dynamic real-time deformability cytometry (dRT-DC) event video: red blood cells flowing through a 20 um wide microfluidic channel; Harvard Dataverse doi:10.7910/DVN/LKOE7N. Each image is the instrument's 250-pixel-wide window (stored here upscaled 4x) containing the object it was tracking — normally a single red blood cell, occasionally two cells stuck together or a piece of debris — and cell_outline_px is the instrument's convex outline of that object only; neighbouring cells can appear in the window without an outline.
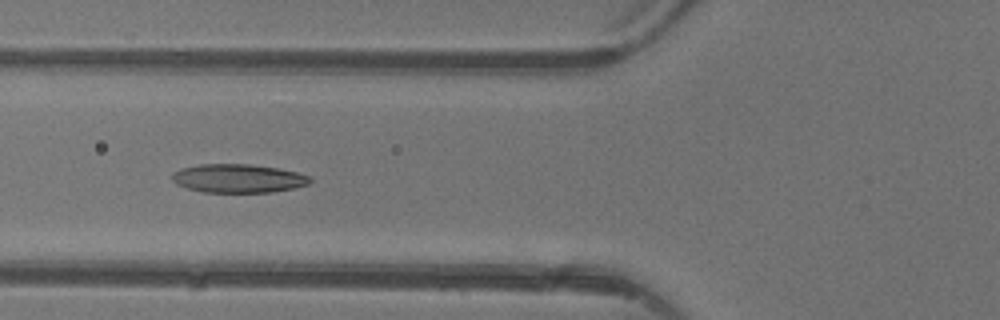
{"species": "common noctule bat (a hibernating species)", "species_latin": "Nyctalus noctula", "temperature_condition": "warm", "stored_images_in_passage": 5, "camera_frame_rate_fps": 3000, "um_per_image_px": 0.085, "animal": {"sex": "female"}, "frame": {"image": 1, "passage_image": 5, "time_ms": 5.667, "image_size_px": [1000, 320], "cell_outline_px": [[312, 180], [308, 184], [292, 188], [272, 192], [204, 192], [188, 188], [176, 184], [172, 180], [172, 172], [180, 168], [200, 164], [252, 164], [276, 168], [296, 172], [312, 176]], "centroid_in_image_um": [20.23, 15.15], "position_along_channel_um": 105.6, "area_um2": 23.0}}